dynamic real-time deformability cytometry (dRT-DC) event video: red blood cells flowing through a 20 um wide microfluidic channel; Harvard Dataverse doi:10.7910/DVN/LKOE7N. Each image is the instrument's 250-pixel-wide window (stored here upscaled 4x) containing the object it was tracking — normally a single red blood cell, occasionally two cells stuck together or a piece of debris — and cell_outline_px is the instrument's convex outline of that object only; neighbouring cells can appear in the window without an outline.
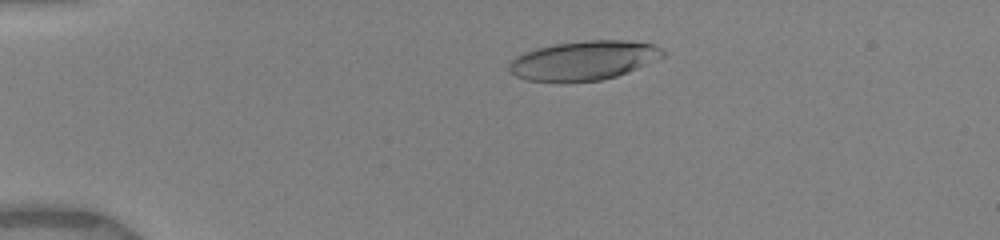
{"species": "human", "species_latin": "Homo sapiens", "temperature_condition": "warm", "stored_images_in_passage": 34, "camera_frame_rate_fps": 3000, "um_per_image_px": 0.085, "donor": {"sex": "female"}, "frame": {"image": 1, "passage_image": 1, "time_ms": 0.0, "image_size_px": [1000, 240], "cell_outline_px": [[664, 56], [636, 68], [616, 76], [600, 80], [564, 84], [528, 80], [516, 76], [508, 68], [508, 64], [516, 56], [524, 52], [536, 48], [556, 44], [584, 40], [624, 40], [652, 44], [660, 48], [664, 52]], "centroid_in_image_um": [49.55, 5.16], "position_along_channel_um": 35.4, "area_um2": 35.32}}
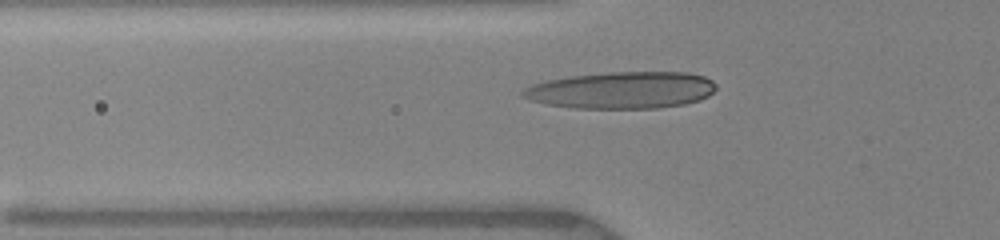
{"frame": {"image": 2, "passage_image": 15, "time_ms": 2.333, "image_size_px": [1000, 240], "cell_outline_px": [[716, 88], [708, 96], [700, 100], [684, 104], [660, 108], [572, 108], [544, 104], [520, 96], [520, 92], [524, 88], [532, 84], [548, 80], [568, 76], [608, 72], [688, 72], [704, 76], [712, 80], [716, 84]], "centroid_in_image_um": [52.83, 7.66], "position_along_channel_um": 73.0, "area_um2": 41.85}}
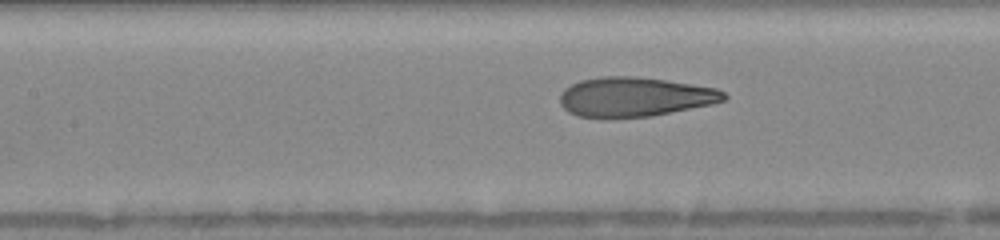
{"frame": {"image": 3, "passage_image": 27, "time_ms": 4.333, "image_size_px": [1000, 240], "cell_outline_px": [[728, 96], [724, 100], [712, 104], [652, 116], [576, 116], [568, 112], [560, 104], [560, 92], [564, 88], [580, 80], [600, 76], [636, 76], [692, 84], [716, 88], [724, 92]], "centroid_in_image_um": [53.94, 8.21], "position_along_channel_um": 153.5, "area_um2": 37.34}}